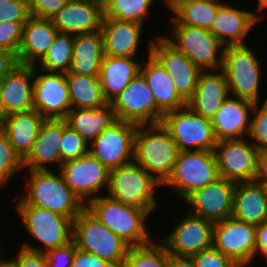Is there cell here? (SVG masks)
<instances>
[{"label": "cell", "mask_w": 267, "mask_h": 267, "mask_svg": "<svg viewBox=\"0 0 267 267\" xmlns=\"http://www.w3.org/2000/svg\"><path fill=\"white\" fill-rule=\"evenodd\" d=\"M179 150L169 132L159 124L138 125L134 140V161L164 186L169 180Z\"/></svg>", "instance_id": "obj_2"}, {"label": "cell", "mask_w": 267, "mask_h": 267, "mask_svg": "<svg viewBox=\"0 0 267 267\" xmlns=\"http://www.w3.org/2000/svg\"><path fill=\"white\" fill-rule=\"evenodd\" d=\"M73 42L74 35L58 32L53 44L35 67L48 72L68 73L72 60Z\"/></svg>", "instance_id": "obj_36"}, {"label": "cell", "mask_w": 267, "mask_h": 267, "mask_svg": "<svg viewBox=\"0 0 267 267\" xmlns=\"http://www.w3.org/2000/svg\"><path fill=\"white\" fill-rule=\"evenodd\" d=\"M258 3H256L258 6H257V11L256 12H260L262 11V9H266L267 8V0H258L257 1Z\"/></svg>", "instance_id": "obj_55"}, {"label": "cell", "mask_w": 267, "mask_h": 267, "mask_svg": "<svg viewBox=\"0 0 267 267\" xmlns=\"http://www.w3.org/2000/svg\"><path fill=\"white\" fill-rule=\"evenodd\" d=\"M263 16L251 10L222 3L209 31L224 46L245 45V38Z\"/></svg>", "instance_id": "obj_21"}, {"label": "cell", "mask_w": 267, "mask_h": 267, "mask_svg": "<svg viewBox=\"0 0 267 267\" xmlns=\"http://www.w3.org/2000/svg\"><path fill=\"white\" fill-rule=\"evenodd\" d=\"M91 5L98 8L103 14L107 11L110 7L112 0H86Z\"/></svg>", "instance_id": "obj_53"}, {"label": "cell", "mask_w": 267, "mask_h": 267, "mask_svg": "<svg viewBox=\"0 0 267 267\" xmlns=\"http://www.w3.org/2000/svg\"><path fill=\"white\" fill-rule=\"evenodd\" d=\"M71 109H95L108 104L100 84L99 76L66 73Z\"/></svg>", "instance_id": "obj_35"}, {"label": "cell", "mask_w": 267, "mask_h": 267, "mask_svg": "<svg viewBox=\"0 0 267 267\" xmlns=\"http://www.w3.org/2000/svg\"><path fill=\"white\" fill-rule=\"evenodd\" d=\"M155 0H112L103 18L133 21L145 25ZM145 21V22H144Z\"/></svg>", "instance_id": "obj_38"}, {"label": "cell", "mask_w": 267, "mask_h": 267, "mask_svg": "<svg viewBox=\"0 0 267 267\" xmlns=\"http://www.w3.org/2000/svg\"><path fill=\"white\" fill-rule=\"evenodd\" d=\"M25 230L40 245L22 242L21 248L44 253L73 241V219L29 204H15Z\"/></svg>", "instance_id": "obj_4"}, {"label": "cell", "mask_w": 267, "mask_h": 267, "mask_svg": "<svg viewBox=\"0 0 267 267\" xmlns=\"http://www.w3.org/2000/svg\"><path fill=\"white\" fill-rule=\"evenodd\" d=\"M260 62L249 44L224 47L221 71L225 75L230 96L259 103Z\"/></svg>", "instance_id": "obj_6"}, {"label": "cell", "mask_w": 267, "mask_h": 267, "mask_svg": "<svg viewBox=\"0 0 267 267\" xmlns=\"http://www.w3.org/2000/svg\"><path fill=\"white\" fill-rule=\"evenodd\" d=\"M110 104L118 121L136 125L159 124L164 115L141 73Z\"/></svg>", "instance_id": "obj_11"}, {"label": "cell", "mask_w": 267, "mask_h": 267, "mask_svg": "<svg viewBox=\"0 0 267 267\" xmlns=\"http://www.w3.org/2000/svg\"><path fill=\"white\" fill-rule=\"evenodd\" d=\"M143 25L133 21L103 18L100 29L104 55L110 57H138Z\"/></svg>", "instance_id": "obj_23"}, {"label": "cell", "mask_w": 267, "mask_h": 267, "mask_svg": "<svg viewBox=\"0 0 267 267\" xmlns=\"http://www.w3.org/2000/svg\"><path fill=\"white\" fill-rule=\"evenodd\" d=\"M262 183L264 189H265V192H266V197H267V182H260Z\"/></svg>", "instance_id": "obj_56"}, {"label": "cell", "mask_w": 267, "mask_h": 267, "mask_svg": "<svg viewBox=\"0 0 267 267\" xmlns=\"http://www.w3.org/2000/svg\"><path fill=\"white\" fill-rule=\"evenodd\" d=\"M104 56L100 31L74 35L72 60L68 73L99 76Z\"/></svg>", "instance_id": "obj_32"}, {"label": "cell", "mask_w": 267, "mask_h": 267, "mask_svg": "<svg viewBox=\"0 0 267 267\" xmlns=\"http://www.w3.org/2000/svg\"><path fill=\"white\" fill-rule=\"evenodd\" d=\"M44 120L35 109L12 113L0 119V129L22 160L31 152Z\"/></svg>", "instance_id": "obj_29"}, {"label": "cell", "mask_w": 267, "mask_h": 267, "mask_svg": "<svg viewBox=\"0 0 267 267\" xmlns=\"http://www.w3.org/2000/svg\"><path fill=\"white\" fill-rule=\"evenodd\" d=\"M151 41L148 44V60L142 62L140 73L152 90L157 107L165 114L186 106L187 102L177 92L172 77L150 53Z\"/></svg>", "instance_id": "obj_28"}, {"label": "cell", "mask_w": 267, "mask_h": 267, "mask_svg": "<svg viewBox=\"0 0 267 267\" xmlns=\"http://www.w3.org/2000/svg\"><path fill=\"white\" fill-rule=\"evenodd\" d=\"M220 177L213 151H182L178 153L167 183L180 198L186 199L195 190L217 181Z\"/></svg>", "instance_id": "obj_8"}, {"label": "cell", "mask_w": 267, "mask_h": 267, "mask_svg": "<svg viewBox=\"0 0 267 267\" xmlns=\"http://www.w3.org/2000/svg\"><path fill=\"white\" fill-rule=\"evenodd\" d=\"M13 260L18 267H46V258L44 253L34 252L24 248L19 249Z\"/></svg>", "instance_id": "obj_47"}, {"label": "cell", "mask_w": 267, "mask_h": 267, "mask_svg": "<svg viewBox=\"0 0 267 267\" xmlns=\"http://www.w3.org/2000/svg\"><path fill=\"white\" fill-rule=\"evenodd\" d=\"M236 183L219 178L209 185L195 190L184 201L189 213L213 223L232 217Z\"/></svg>", "instance_id": "obj_19"}, {"label": "cell", "mask_w": 267, "mask_h": 267, "mask_svg": "<svg viewBox=\"0 0 267 267\" xmlns=\"http://www.w3.org/2000/svg\"><path fill=\"white\" fill-rule=\"evenodd\" d=\"M104 14L86 0H69L52 18L59 33L72 35L100 31Z\"/></svg>", "instance_id": "obj_25"}, {"label": "cell", "mask_w": 267, "mask_h": 267, "mask_svg": "<svg viewBox=\"0 0 267 267\" xmlns=\"http://www.w3.org/2000/svg\"><path fill=\"white\" fill-rule=\"evenodd\" d=\"M161 124L169 132L179 152L213 151L218 142L211 119L196 114L187 105L165 113Z\"/></svg>", "instance_id": "obj_9"}, {"label": "cell", "mask_w": 267, "mask_h": 267, "mask_svg": "<svg viewBox=\"0 0 267 267\" xmlns=\"http://www.w3.org/2000/svg\"><path fill=\"white\" fill-rule=\"evenodd\" d=\"M122 267H168L167 249L160 240L130 247Z\"/></svg>", "instance_id": "obj_37"}, {"label": "cell", "mask_w": 267, "mask_h": 267, "mask_svg": "<svg viewBox=\"0 0 267 267\" xmlns=\"http://www.w3.org/2000/svg\"><path fill=\"white\" fill-rule=\"evenodd\" d=\"M24 170L23 160L15 152L7 135L0 129V189H4L16 173Z\"/></svg>", "instance_id": "obj_39"}, {"label": "cell", "mask_w": 267, "mask_h": 267, "mask_svg": "<svg viewBox=\"0 0 267 267\" xmlns=\"http://www.w3.org/2000/svg\"><path fill=\"white\" fill-rule=\"evenodd\" d=\"M89 153V144L75 131L67 126L60 141L62 162L74 160Z\"/></svg>", "instance_id": "obj_41"}, {"label": "cell", "mask_w": 267, "mask_h": 267, "mask_svg": "<svg viewBox=\"0 0 267 267\" xmlns=\"http://www.w3.org/2000/svg\"><path fill=\"white\" fill-rule=\"evenodd\" d=\"M17 65V55L11 51L0 49V81L3 80Z\"/></svg>", "instance_id": "obj_49"}, {"label": "cell", "mask_w": 267, "mask_h": 267, "mask_svg": "<svg viewBox=\"0 0 267 267\" xmlns=\"http://www.w3.org/2000/svg\"><path fill=\"white\" fill-rule=\"evenodd\" d=\"M169 32L164 37L202 71L221 70L224 46L208 29L171 24Z\"/></svg>", "instance_id": "obj_10"}, {"label": "cell", "mask_w": 267, "mask_h": 267, "mask_svg": "<svg viewBox=\"0 0 267 267\" xmlns=\"http://www.w3.org/2000/svg\"><path fill=\"white\" fill-rule=\"evenodd\" d=\"M168 267H196L192 257L176 256L168 253Z\"/></svg>", "instance_id": "obj_51"}, {"label": "cell", "mask_w": 267, "mask_h": 267, "mask_svg": "<svg viewBox=\"0 0 267 267\" xmlns=\"http://www.w3.org/2000/svg\"><path fill=\"white\" fill-rule=\"evenodd\" d=\"M73 241L78 249L107 260L115 267H122L131 247L86 208L73 221Z\"/></svg>", "instance_id": "obj_7"}, {"label": "cell", "mask_w": 267, "mask_h": 267, "mask_svg": "<svg viewBox=\"0 0 267 267\" xmlns=\"http://www.w3.org/2000/svg\"><path fill=\"white\" fill-rule=\"evenodd\" d=\"M0 253V267H18L16 262L12 258H4ZM2 257V258H1Z\"/></svg>", "instance_id": "obj_54"}, {"label": "cell", "mask_w": 267, "mask_h": 267, "mask_svg": "<svg viewBox=\"0 0 267 267\" xmlns=\"http://www.w3.org/2000/svg\"><path fill=\"white\" fill-rule=\"evenodd\" d=\"M34 109L45 119H65L71 110L66 73L34 66Z\"/></svg>", "instance_id": "obj_17"}, {"label": "cell", "mask_w": 267, "mask_h": 267, "mask_svg": "<svg viewBox=\"0 0 267 267\" xmlns=\"http://www.w3.org/2000/svg\"><path fill=\"white\" fill-rule=\"evenodd\" d=\"M137 126L117 120L89 144V153L108 170L133 161Z\"/></svg>", "instance_id": "obj_14"}, {"label": "cell", "mask_w": 267, "mask_h": 267, "mask_svg": "<svg viewBox=\"0 0 267 267\" xmlns=\"http://www.w3.org/2000/svg\"><path fill=\"white\" fill-rule=\"evenodd\" d=\"M160 36L155 37L154 41L151 40L150 53L172 77L177 92L187 102L195 92L202 70L164 35Z\"/></svg>", "instance_id": "obj_18"}, {"label": "cell", "mask_w": 267, "mask_h": 267, "mask_svg": "<svg viewBox=\"0 0 267 267\" xmlns=\"http://www.w3.org/2000/svg\"><path fill=\"white\" fill-rule=\"evenodd\" d=\"M30 16L28 0H13L0 5V22H26Z\"/></svg>", "instance_id": "obj_44"}, {"label": "cell", "mask_w": 267, "mask_h": 267, "mask_svg": "<svg viewBox=\"0 0 267 267\" xmlns=\"http://www.w3.org/2000/svg\"><path fill=\"white\" fill-rule=\"evenodd\" d=\"M57 33L51 19L31 15L23 25L22 42L17 53L19 64L35 66L51 47Z\"/></svg>", "instance_id": "obj_27"}, {"label": "cell", "mask_w": 267, "mask_h": 267, "mask_svg": "<svg viewBox=\"0 0 267 267\" xmlns=\"http://www.w3.org/2000/svg\"><path fill=\"white\" fill-rule=\"evenodd\" d=\"M160 185L134 160L109 170L107 195L119 202L146 209L159 208L155 193Z\"/></svg>", "instance_id": "obj_5"}, {"label": "cell", "mask_w": 267, "mask_h": 267, "mask_svg": "<svg viewBox=\"0 0 267 267\" xmlns=\"http://www.w3.org/2000/svg\"><path fill=\"white\" fill-rule=\"evenodd\" d=\"M256 256L267 259V220L256 227Z\"/></svg>", "instance_id": "obj_50"}, {"label": "cell", "mask_w": 267, "mask_h": 267, "mask_svg": "<svg viewBox=\"0 0 267 267\" xmlns=\"http://www.w3.org/2000/svg\"><path fill=\"white\" fill-rule=\"evenodd\" d=\"M229 97V87L221 70L202 71L195 92L186 105L196 114L212 120Z\"/></svg>", "instance_id": "obj_24"}, {"label": "cell", "mask_w": 267, "mask_h": 267, "mask_svg": "<svg viewBox=\"0 0 267 267\" xmlns=\"http://www.w3.org/2000/svg\"><path fill=\"white\" fill-rule=\"evenodd\" d=\"M69 0H28L30 14L51 19Z\"/></svg>", "instance_id": "obj_46"}, {"label": "cell", "mask_w": 267, "mask_h": 267, "mask_svg": "<svg viewBox=\"0 0 267 267\" xmlns=\"http://www.w3.org/2000/svg\"><path fill=\"white\" fill-rule=\"evenodd\" d=\"M256 181L267 182V150L258 153V174Z\"/></svg>", "instance_id": "obj_52"}, {"label": "cell", "mask_w": 267, "mask_h": 267, "mask_svg": "<svg viewBox=\"0 0 267 267\" xmlns=\"http://www.w3.org/2000/svg\"><path fill=\"white\" fill-rule=\"evenodd\" d=\"M10 1H13V0H0V5H1V4H4V3H6V2H10Z\"/></svg>", "instance_id": "obj_57"}, {"label": "cell", "mask_w": 267, "mask_h": 267, "mask_svg": "<svg viewBox=\"0 0 267 267\" xmlns=\"http://www.w3.org/2000/svg\"><path fill=\"white\" fill-rule=\"evenodd\" d=\"M65 121L72 130H75L90 144L105 129L114 124L117 119L111 104L108 103L103 107L95 109H71Z\"/></svg>", "instance_id": "obj_33"}, {"label": "cell", "mask_w": 267, "mask_h": 267, "mask_svg": "<svg viewBox=\"0 0 267 267\" xmlns=\"http://www.w3.org/2000/svg\"><path fill=\"white\" fill-rule=\"evenodd\" d=\"M253 107V102L230 96L211 120L217 140L247 137Z\"/></svg>", "instance_id": "obj_26"}, {"label": "cell", "mask_w": 267, "mask_h": 267, "mask_svg": "<svg viewBox=\"0 0 267 267\" xmlns=\"http://www.w3.org/2000/svg\"><path fill=\"white\" fill-rule=\"evenodd\" d=\"M137 57L103 56L100 68V84L106 101L110 104L140 73L142 61Z\"/></svg>", "instance_id": "obj_30"}, {"label": "cell", "mask_w": 267, "mask_h": 267, "mask_svg": "<svg viewBox=\"0 0 267 267\" xmlns=\"http://www.w3.org/2000/svg\"><path fill=\"white\" fill-rule=\"evenodd\" d=\"M26 22H0V49L17 55L21 42L23 25Z\"/></svg>", "instance_id": "obj_42"}, {"label": "cell", "mask_w": 267, "mask_h": 267, "mask_svg": "<svg viewBox=\"0 0 267 267\" xmlns=\"http://www.w3.org/2000/svg\"><path fill=\"white\" fill-rule=\"evenodd\" d=\"M26 174L25 192L16 204L34 205L73 220L85 209L86 205L65 184L59 170H31Z\"/></svg>", "instance_id": "obj_1"}, {"label": "cell", "mask_w": 267, "mask_h": 267, "mask_svg": "<svg viewBox=\"0 0 267 267\" xmlns=\"http://www.w3.org/2000/svg\"><path fill=\"white\" fill-rule=\"evenodd\" d=\"M76 248L75 242L72 241L62 247L45 251L47 265L51 267H72Z\"/></svg>", "instance_id": "obj_45"}, {"label": "cell", "mask_w": 267, "mask_h": 267, "mask_svg": "<svg viewBox=\"0 0 267 267\" xmlns=\"http://www.w3.org/2000/svg\"><path fill=\"white\" fill-rule=\"evenodd\" d=\"M67 126L65 119H45L42 122L32 150L23 160L26 171L51 170L50 164L57 165V170L60 169L63 163L60 154V141L62 132Z\"/></svg>", "instance_id": "obj_22"}, {"label": "cell", "mask_w": 267, "mask_h": 267, "mask_svg": "<svg viewBox=\"0 0 267 267\" xmlns=\"http://www.w3.org/2000/svg\"><path fill=\"white\" fill-rule=\"evenodd\" d=\"M34 66L17 65L0 81V119L34 109Z\"/></svg>", "instance_id": "obj_20"}, {"label": "cell", "mask_w": 267, "mask_h": 267, "mask_svg": "<svg viewBox=\"0 0 267 267\" xmlns=\"http://www.w3.org/2000/svg\"><path fill=\"white\" fill-rule=\"evenodd\" d=\"M247 138L259 152L267 150V97L263 103L254 104Z\"/></svg>", "instance_id": "obj_40"}, {"label": "cell", "mask_w": 267, "mask_h": 267, "mask_svg": "<svg viewBox=\"0 0 267 267\" xmlns=\"http://www.w3.org/2000/svg\"><path fill=\"white\" fill-rule=\"evenodd\" d=\"M248 138L219 140L213 149L221 178L239 183L256 181L257 148Z\"/></svg>", "instance_id": "obj_12"}, {"label": "cell", "mask_w": 267, "mask_h": 267, "mask_svg": "<svg viewBox=\"0 0 267 267\" xmlns=\"http://www.w3.org/2000/svg\"><path fill=\"white\" fill-rule=\"evenodd\" d=\"M232 217L256 227L267 220V197L262 183H236Z\"/></svg>", "instance_id": "obj_31"}, {"label": "cell", "mask_w": 267, "mask_h": 267, "mask_svg": "<svg viewBox=\"0 0 267 267\" xmlns=\"http://www.w3.org/2000/svg\"><path fill=\"white\" fill-rule=\"evenodd\" d=\"M223 0H165L171 9V24H184L210 29Z\"/></svg>", "instance_id": "obj_34"}, {"label": "cell", "mask_w": 267, "mask_h": 267, "mask_svg": "<svg viewBox=\"0 0 267 267\" xmlns=\"http://www.w3.org/2000/svg\"><path fill=\"white\" fill-rule=\"evenodd\" d=\"M213 247L240 267H248L256 258V226L234 217L215 222Z\"/></svg>", "instance_id": "obj_13"}, {"label": "cell", "mask_w": 267, "mask_h": 267, "mask_svg": "<svg viewBox=\"0 0 267 267\" xmlns=\"http://www.w3.org/2000/svg\"><path fill=\"white\" fill-rule=\"evenodd\" d=\"M180 219V220H179ZM176 221L161 242L171 255L192 257L213 246L214 223L189 212Z\"/></svg>", "instance_id": "obj_16"}, {"label": "cell", "mask_w": 267, "mask_h": 267, "mask_svg": "<svg viewBox=\"0 0 267 267\" xmlns=\"http://www.w3.org/2000/svg\"><path fill=\"white\" fill-rule=\"evenodd\" d=\"M196 267H240L229 256L211 248L200 251L192 256Z\"/></svg>", "instance_id": "obj_43"}, {"label": "cell", "mask_w": 267, "mask_h": 267, "mask_svg": "<svg viewBox=\"0 0 267 267\" xmlns=\"http://www.w3.org/2000/svg\"><path fill=\"white\" fill-rule=\"evenodd\" d=\"M65 184L86 205L90 200L107 192L109 170L90 153L74 160L63 162L59 169Z\"/></svg>", "instance_id": "obj_15"}, {"label": "cell", "mask_w": 267, "mask_h": 267, "mask_svg": "<svg viewBox=\"0 0 267 267\" xmlns=\"http://www.w3.org/2000/svg\"><path fill=\"white\" fill-rule=\"evenodd\" d=\"M72 267H115L107 260L76 248Z\"/></svg>", "instance_id": "obj_48"}, {"label": "cell", "mask_w": 267, "mask_h": 267, "mask_svg": "<svg viewBox=\"0 0 267 267\" xmlns=\"http://www.w3.org/2000/svg\"><path fill=\"white\" fill-rule=\"evenodd\" d=\"M85 208L131 247L148 244L154 239L145 223L151 214L146 209L123 204L108 195L90 200Z\"/></svg>", "instance_id": "obj_3"}]
</instances>
